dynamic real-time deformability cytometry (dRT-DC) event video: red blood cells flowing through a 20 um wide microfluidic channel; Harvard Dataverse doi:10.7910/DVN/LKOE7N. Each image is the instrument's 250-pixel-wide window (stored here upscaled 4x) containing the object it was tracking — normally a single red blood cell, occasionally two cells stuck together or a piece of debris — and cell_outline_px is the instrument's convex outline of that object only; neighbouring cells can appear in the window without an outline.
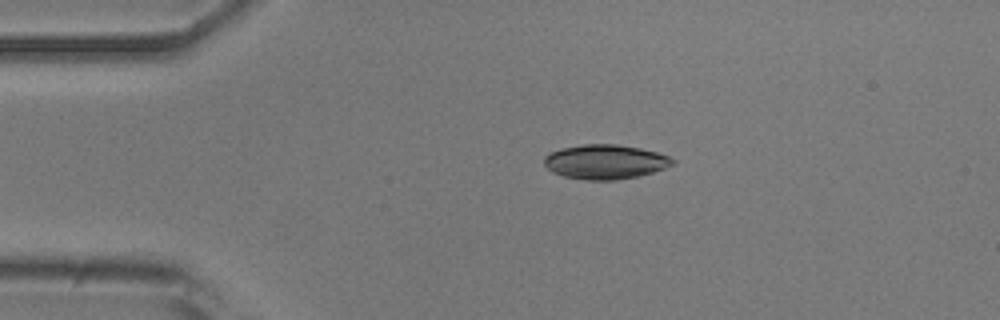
{"species": "common noctule bat (a hibernating species)", "species_latin": "Nyctalus noctula", "temperature_condition": "room temperature", "stored_images_in_passage": 43, "camera_frame_rate_fps": 3000, "um_per_image_px": 0.085, "animal": {"sex": "male", "body_mass_g": 20.5, "forearm_length_mm": 52.5}, "frame": {"image": 1, "passage_image": 1, "time_ms": 0.0, "image_size_px": [1000, 320], "cell_outline_px": [[676, 164], [652, 172], [636, 176], [616, 180], [584, 180], [564, 176], [552, 172], [544, 164], [544, 156], [548, 152], [560, 148], [584, 144], [616, 144], [640, 148], [656, 152], [668, 156], [676, 160]], "centroid_in_image_um": [51.42, 13.75], "position_along_channel_um": 33.6, "area_um2": 25.89}}
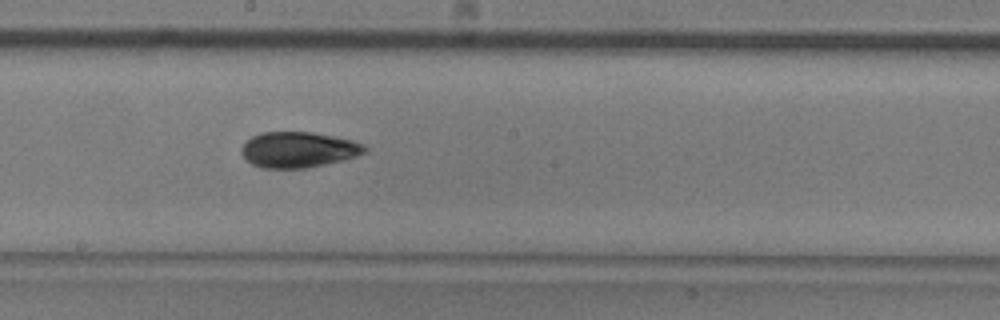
{"frame": {"image": 2, "passage_image": 19, "time_ms": 6.0, "image_size_px": [1000, 320], "cell_outline_px": [[368, 152], [344, 160], [304, 168], [260, 168], [252, 164], [240, 152], [240, 148], [252, 136], [260, 132], [312, 132], [352, 140], [364, 144], [368, 148]], "centroid_in_image_um": [25.38, 12.72], "position_along_channel_um": 222.8, "area_um2": 25.66}}
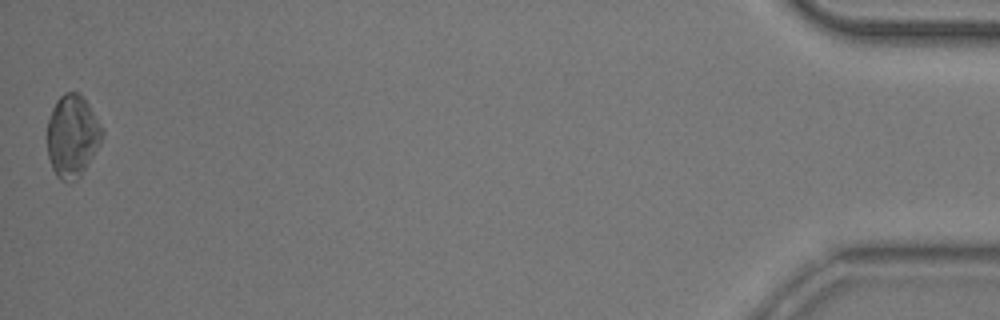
{"frame": {"image": 3, "passage_image": 43, "time_ms": 14.0, "image_size_px": [1000, 320], "cell_outline_px": [[104, 136], [100, 144], [80, 176], [76, 180], [68, 184], [60, 180], [56, 176], [52, 168], [48, 156], [48, 120], [52, 108], [56, 100], [64, 92], [76, 92], [88, 104], [104, 132]], "centroid_in_image_um": [6.13, 11.6], "position_along_channel_um": 429.1, "area_um2": 26.18}, "authors_computed_cell_mechanics": {"area_um2": 25.6632, "velocity_mm_per_s": 3.7804, "shape_relaxation_time_tau1_ms": 2.4375, "shape_relaxation_time_tau2_ms": 4.5635, "deformation_change_tau1": 0.1168, "deformation_change_tau2": 0.0965}}